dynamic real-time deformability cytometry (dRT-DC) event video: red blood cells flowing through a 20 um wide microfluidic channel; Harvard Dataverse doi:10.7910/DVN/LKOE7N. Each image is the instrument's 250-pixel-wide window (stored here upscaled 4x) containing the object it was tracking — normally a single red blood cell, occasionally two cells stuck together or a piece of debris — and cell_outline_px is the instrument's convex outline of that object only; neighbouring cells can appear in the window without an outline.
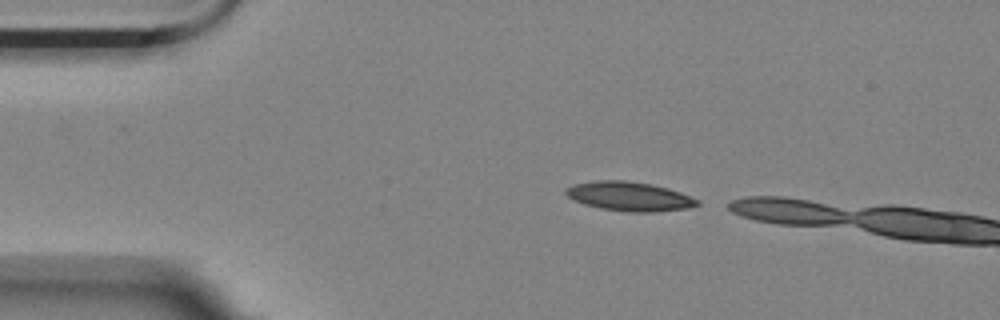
{"species": "Egyptian fruit bat (a non-hibernating species)", "species_latin": "Rousettus aegyptiacus", "temperature_condition": "room temperature", "stored_images_in_passage": 3, "camera_frame_rate_fps": 3000, "um_per_image_px": 0.085, "animal": {"sex": "female"}, "frame": {"image": 1, "passage_image": 1, "time_ms": 0.0, "image_size_px": [1000, 320], "cell_outline_px": [[700, 204], [688, 208], [652, 212], [628, 212], [600, 208], [584, 204], [572, 200], [564, 192], [572, 184], [596, 180], [624, 180], [652, 184], [668, 188], [680, 192], [700, 200]], "centroid_in_image_um": [53.49, 16.69], "position_along_channel_um": 31.5, "area_um2": 22.43}}